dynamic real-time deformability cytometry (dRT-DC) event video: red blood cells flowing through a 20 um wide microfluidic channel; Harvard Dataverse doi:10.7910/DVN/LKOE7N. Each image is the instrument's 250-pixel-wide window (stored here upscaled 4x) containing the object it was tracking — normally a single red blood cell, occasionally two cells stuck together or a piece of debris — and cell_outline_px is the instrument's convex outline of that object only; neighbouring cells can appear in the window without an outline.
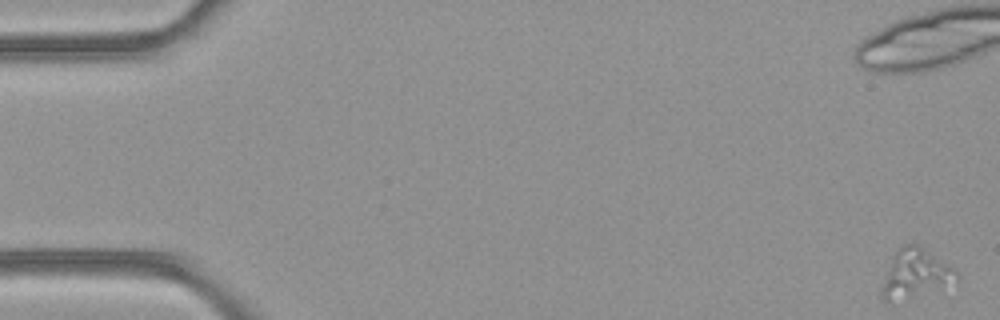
{"species": "common noctule bat (a hibernating species)", "species_latin": "Nyctalus noctula", "temperature_condition": "room temperature", "stored_images_in_passage": 24, "camera_frame_rate_fps": 3000, "um_per_image_px": 0.085, "animal": {"sex": "female", "body_mass_g": 21.9}, "frame": {"image": 1, "passage_image": 1, "time_ms": 0.0, "image_size_px": [1000, 320], "cell_outline_px": [[960, 276], [956, 280], [940, 288], [892, 304], [884, 300], [880, 296], [880, 288], [892, 260], [896, 252], [904, 244], [920, 244], [956, 268], [960, 272]], "centroid_in_image_um": [77.83, 23.28], "position_along_channel_um": 7.2, "area_um2": 21.5}}